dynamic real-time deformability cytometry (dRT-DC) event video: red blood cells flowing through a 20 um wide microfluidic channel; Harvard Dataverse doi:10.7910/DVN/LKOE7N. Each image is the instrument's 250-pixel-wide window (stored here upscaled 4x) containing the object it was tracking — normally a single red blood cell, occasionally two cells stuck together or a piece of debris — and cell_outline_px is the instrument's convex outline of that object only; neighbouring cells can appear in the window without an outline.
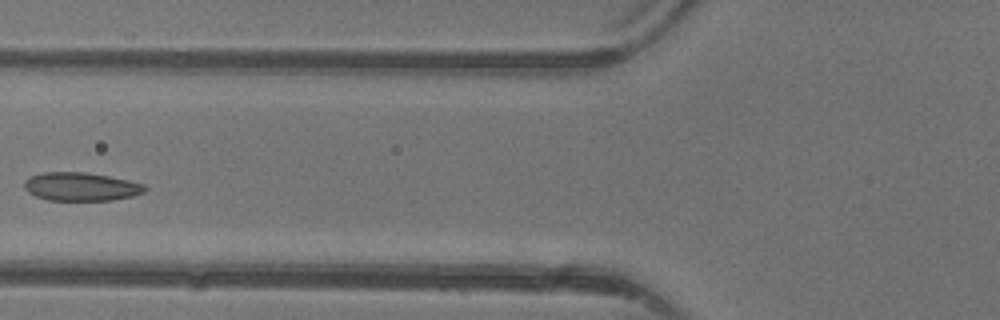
{"species": "common noctule bat (a hibernating species)", "species_latin": "Nyctalus noctula", "temperature_condition": "warm", "stored_images_in_passage": 5, "camera_frame_rate_fps": 3000, "um_per_image_px": 0.085, "animal": {"sex": "female"}, "frame": {"image": 1, "passage_image": 5, "time_ms": 4.667, "image_size_px": [1000, 320], "cell_outline_px": [[148, 188], [144, 192], [132, 196], [108, 200], [48, 200], [36, 196], [28, 192], [24, 188], [24, 180], [32, 176], [44, 172], [84, 172], [108, 176], [128, 180], [144, 184]], "centroid_in_image_um": [6.88, 15.86], "position_along_channel_um": 118.9, "area_um2": 19.83}}